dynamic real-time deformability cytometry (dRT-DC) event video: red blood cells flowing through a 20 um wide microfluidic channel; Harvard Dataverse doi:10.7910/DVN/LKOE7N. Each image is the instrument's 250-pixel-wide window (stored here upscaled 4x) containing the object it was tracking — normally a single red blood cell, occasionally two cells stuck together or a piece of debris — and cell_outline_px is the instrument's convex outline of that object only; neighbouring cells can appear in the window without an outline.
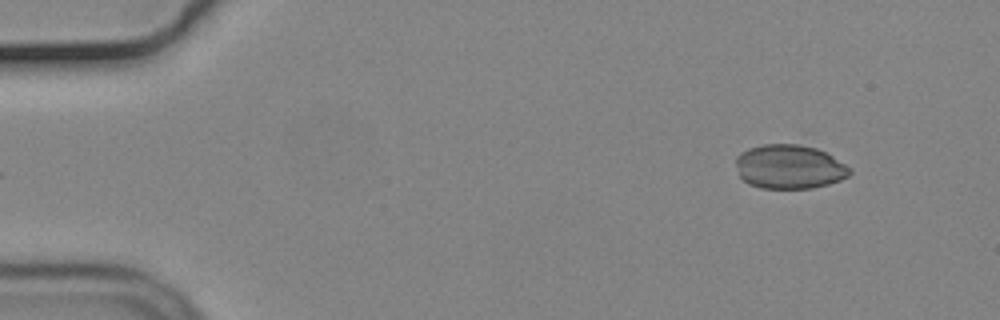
{"species": "common noctule bat (a hibernating species)", "species_latin": "Nyctalus noctula", "temperature_condition": "cold", "stored_images_in_passage": 51, "camera_frame_rate_fps": 3000, "um_per_image_px": 0.085, "animal": {"sex": "male", "body_mass_g": 19.2, "forearm_length_mm": 51.8}, "frame": {"image": 1, "passage_image": 1, "time_ms": 0.0, "image_size_px": [1000, 320], "cell_outline_px": [[852, 172], [848, 176], [840, 180], [828, 184], [812, 188], [760, 188], [748, 184], [740, 176], [736, 164], [736, 156], [740, 152], [748, 148], [764, 144], [796, 144], [816, 148], [832, 156], [852, 168]], "centroid_in_image_um": [67.09, 14.18], "position_along_channel_um": 17.9, "area_um2": 29.3}}
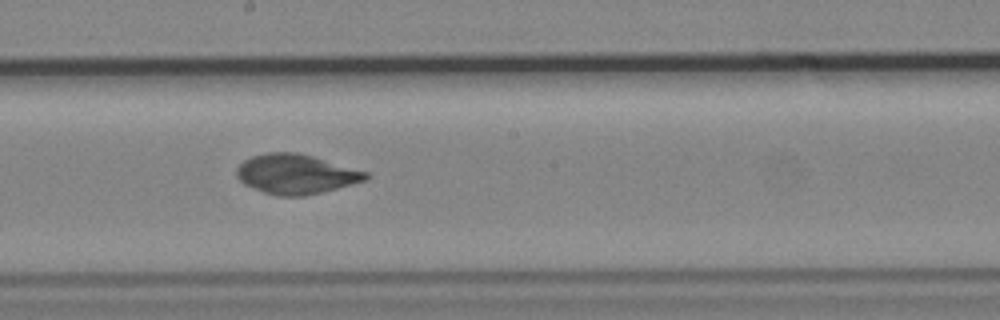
{"frame": {"image": 2, "passage_image": 26, "time_ms": 8.333, "image_size_px": [1000, 320], "cell_outline_px": [[372, 176], [368, 180], [304, 196], [276, 196], [264, 192], [244, 184], [236, 176], [236, 168], [244, 160], [252, 156], [268, 152], [296, 152], [312, 156], [368, 172]], "centroid_in_image_um": [25.16, 14.8], "position_along_channel_um": 223.0, "area_um2": 29.77}}
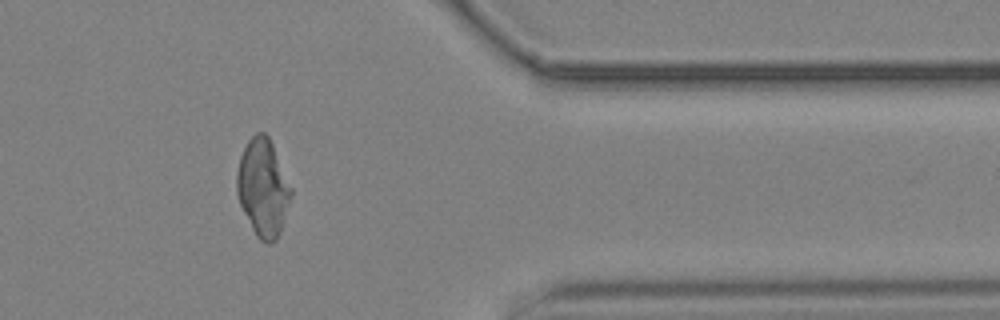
{"frame": {"image": 3, "passage_image": 41, "time_ms": 13.333, "image_size_px": [1000, 320], "cell_outline_px": [[292, 196], [280, 232], [276, 240], [272, 244], [268, 244], [260, 240], [256, 236], [240, 204], [236, 192], [236, 172], [240, 156], [248, 140], [256, 132], [264, 132], [268, 136], [272, 144], [292, 188]], "centroid_in_image_um": [22.35, 15.96], "position_along_channel_um": 389.1, "area_um2": 30.75}}